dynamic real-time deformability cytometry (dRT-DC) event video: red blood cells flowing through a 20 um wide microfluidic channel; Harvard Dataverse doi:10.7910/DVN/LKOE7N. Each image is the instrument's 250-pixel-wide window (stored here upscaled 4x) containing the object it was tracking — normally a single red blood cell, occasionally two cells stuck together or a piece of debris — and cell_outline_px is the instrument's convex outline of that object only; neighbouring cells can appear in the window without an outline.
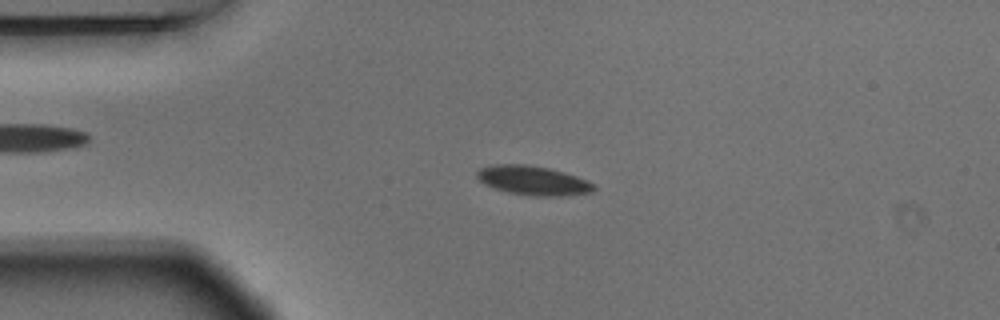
{"species": "Egyptian fruit bat (a non-hibernating species)", "species_latin": "Rousettus aegyptiacus", "temperature_condition": "warm", "stored_images_in_passage": 54, "camera_frame_rate_fps": 3000, "um_per_image_px": 0.085, "animal": {"sex": "male"}, "frame": {"image": 1, "passage_image": 12, "time_ms": 3.667, "image_size_px": [1000, 320], "cell_outline_px": [[596, 188], [592, 192], [568, 196], [532, 196], [508, 192], [484, 184], [476, 176], [476, 172], [480, 168], [496, 164], [524, 164], [548, 168], [564, 172], [576, 176], [592, 184]], "centroid_in_image_um": [45.3, 15.35], "position_along_channel_um": 39.7, "area_um2": 19.77}}
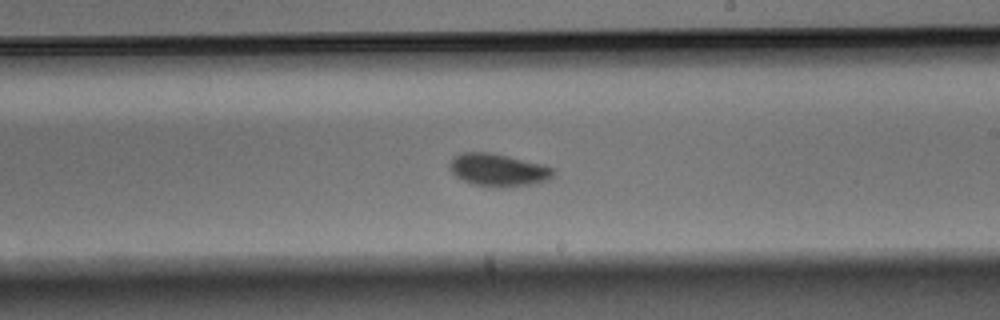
{"frame": {"image": 2, "passage_image": 31, "time_ms": 10.0, "image_size_px": [1000, 320], "cell_outline_px": [[556, 172], [548, 180], [532, 184], [504, 188], [496, 188], [472, 184], [456, 176], [448, 168], [448, 164], [460, 152], [492, 152], [544, 164], [556, 168]], "centroid_in_image_um": [42.38, 14.45], "position_along_channel_um": 246.6, "area_um2": 20.11}}
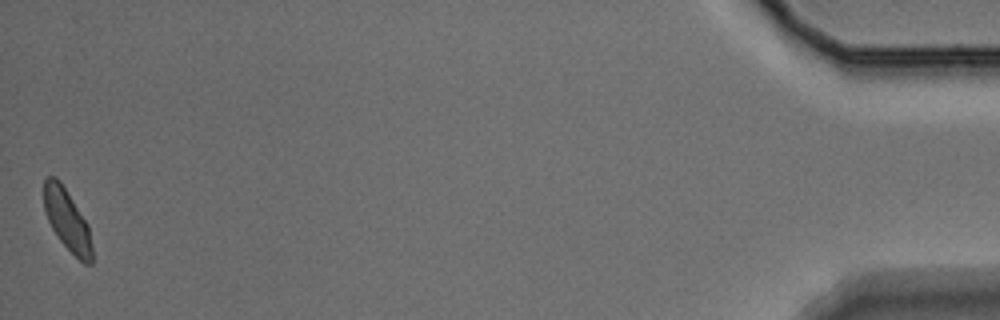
{"frame": {"image": 3, "passage_image": 54, "time_ms": 17.667, "image_size_px": [1000, 320], "cell_outline_px": [[92, 264], [84, 264], [60, 240], [52, 228], [48, 220], [44, 208], [44, 180], [48, 176], [56, 176], [60, 180], [88, 224], [92, 248]], "centroid_in_image_um": [5.71, 18.68], "position_along_channel_um": 429.5, "area_um2": 16.99}, "authors_computed_cell_mechanics": {"area_um2": 18.8139, "velocity_mm_per_s": 3.6533, "shape_relaxation_time_tau1_ms": 1.8413, "shape_relaxation_time_tau2_ms": 1.5698, "deformation_change_tau1": 0.1119, "deformation_change_tau2": 0.0575}}